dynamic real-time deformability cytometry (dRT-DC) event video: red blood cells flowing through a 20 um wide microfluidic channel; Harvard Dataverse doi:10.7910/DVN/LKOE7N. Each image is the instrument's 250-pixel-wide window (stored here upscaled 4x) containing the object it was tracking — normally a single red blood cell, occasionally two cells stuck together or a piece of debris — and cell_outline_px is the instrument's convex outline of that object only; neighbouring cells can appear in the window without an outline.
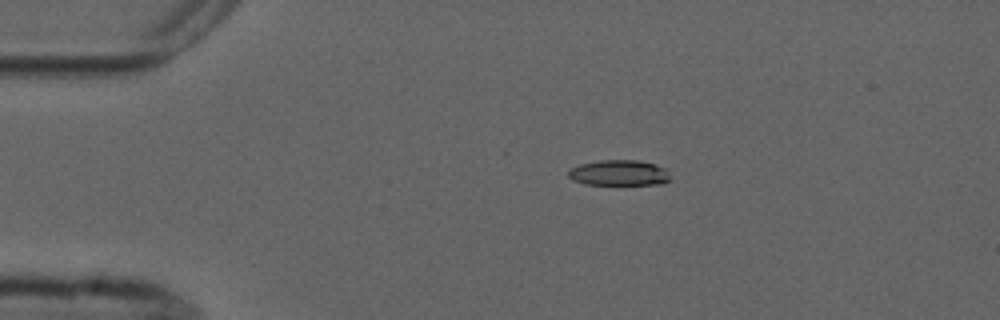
{"species": "common noctule bat (a hibernating species)", "species_latin": "Nyctalus noctula", "temperature_condition": "cold", "stored_images_in_passage": 5, "camera_frame_rate_fps": 3000, "um_per_image_px": 0.085, "animal": {"sex": "male", "forearm_length_mm": 52.5}, "frame": {"image": 1, "passage_image": 3, "time_ms": 2.0, "image_size_px": [1000, 320], "cell_outline_px": [[672, 180], [660, 184], [584, 184], [572, 180], [568, 176], [568, 172], [572, 168], [580, 164], [600, 160], [636, 160], [656, 164], [664, 168]], "centroid_in_image_um": [52.62, 14.69], "position_along_channel_um": 32.4, "area_um2": 15.14}}
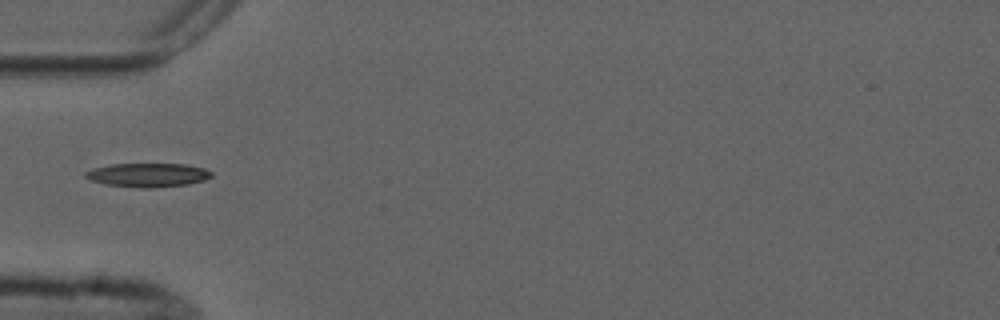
{"frame": {"image": 2, "passage_image": 5, "time_ms": 4.333, "image_size_px": [1000, 320], "cell_outline_px": [[212, 176], [204, 180], [188, 184], [148, 188], [136, 188], [104, 184], [92, 180], [84, 176], [84, 172], [92, 168], [108, 164], [184, 164], [204, 168], [212, 172]], "centroid_in_image_um": [12.53, 14.87], "position_along_channel_um": 72.5, "area_um2": 17.57}}